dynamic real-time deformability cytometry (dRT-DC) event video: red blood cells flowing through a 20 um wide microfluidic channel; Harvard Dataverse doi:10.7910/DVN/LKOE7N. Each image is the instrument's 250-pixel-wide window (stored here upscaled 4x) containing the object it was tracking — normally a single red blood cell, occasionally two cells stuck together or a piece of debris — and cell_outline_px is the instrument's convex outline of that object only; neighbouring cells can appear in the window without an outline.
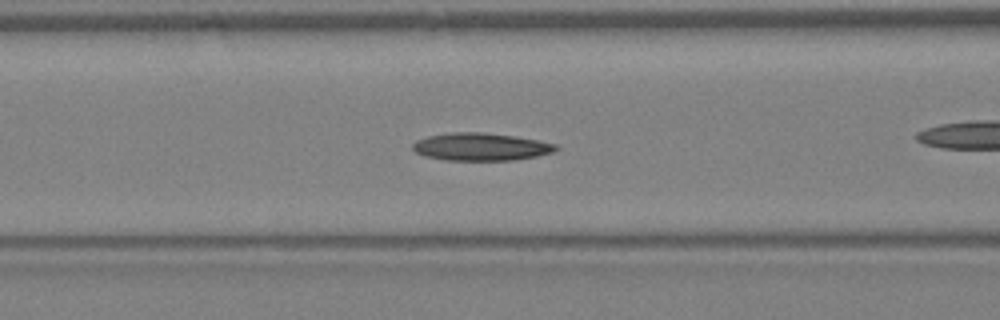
{"species": "Egyptian fruit bat (a non-hibernating species)", "species_latin": "Rousettus aegyptiacus", "temperature_condition": "warm", "stored_images_in_passage": 16, "camera_frame_rate_fps": 3000, "um_per_image_px": 0.085, "animal": {"sex": "female"}, "frame": {"image": 1, "passage_image": 7, "time_ms": 2.0, "image_size_px": [1000, 320], "cell_outline_px": [[560, 148], [552, 152], [536, 156], [512, 160], [444, 160], [424, 156], [416, 152], [412, 148], [412, 144], [416, 140], [428, 136], [452, 132], [484, 132], [516, 136], [556, 144]], "centroid_in_image_um": [40.85, 12.47], "position_along_channel_um": 125.8, "area_um2": 23.06}}
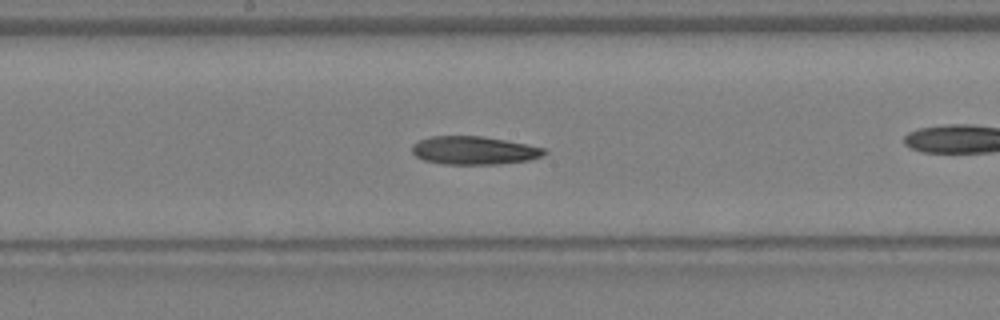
{"frame": {"image": 2, "passage_image": 12, "time_ms": 3.667, "image_size_px": [1000, 320], "cell_outline_px": [[548, 152], [540, 156], [528, 160], [500, 164], [444, 164], [424, 160], [416, 156], [412, 152], [412, 144], [420, 140], [432, 136], [480, 136], [504, 140], [544, 148]], "centroid_in_image_um": [40.26, 12.79], "position_along_channel_um": 207.9, "area_um2": 21.5}}
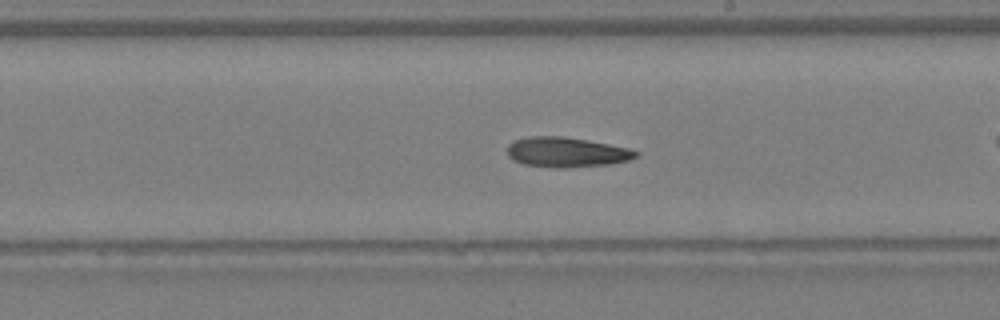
{"frame": {"image": 3, "passage_image": 14, "time_ms": 4.333, "image_size_px": [1000, 320], "cell_outline_px": [[640, 152], [636, 156], [628, 160], [608, 164], [564, 168], [560, 168], [524, 164], [512, 160], [508, 156], [508, 144], [516, 140], [528, 136], [564, 136], [588, 140], [628, 148]], "centroid_in_image_um": [48.13, 12.93], "position_along_channel_um": 240.9, "area_um2": 22.31}}